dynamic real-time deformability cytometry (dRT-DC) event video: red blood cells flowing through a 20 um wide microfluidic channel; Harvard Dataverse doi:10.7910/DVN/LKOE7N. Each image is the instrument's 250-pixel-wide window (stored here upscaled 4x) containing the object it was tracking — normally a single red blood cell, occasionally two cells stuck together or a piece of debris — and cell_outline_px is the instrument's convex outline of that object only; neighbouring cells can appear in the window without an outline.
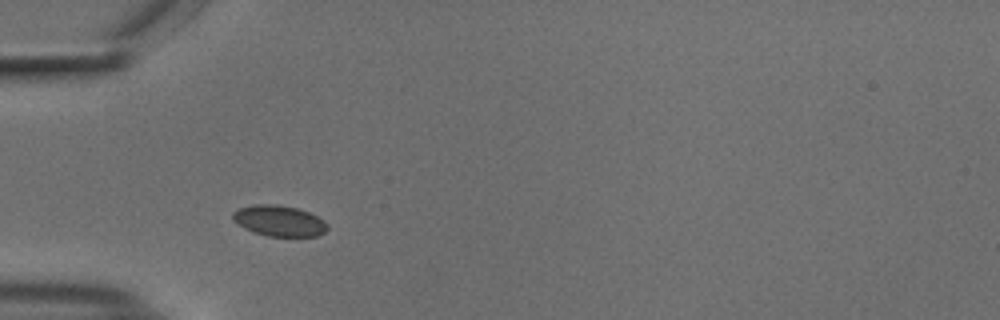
{"species": "common noctule bat (a hibernating species)", "species_latin": "Nyctalus noctula", "temperature_condition": "cold", "stored_images_in_passage": 39, "camera_frame_rate_fps": 3000, "um_per_image_px": 0.085, "animal": {"sex": "male", "body_mass_g": 18.8}, "frame": {"image": 1, "passage_image": 1, "time_ms": 0.0, "image_size_px": [1000, 320], "cell_outline_px": [[328, 228], [324, 232], [316, 236], [268, 236], [252, 232], [244, 228], [232, 220], [232, 212], [240, 208], [256, 204], [276, 204], [296, 208], [308, 212], [324, 220], [328, 224]], "centroid_in_image_um": [23.71, 18.77], "position_along_channel_um": 61.3, "area_um2": 16.99}}
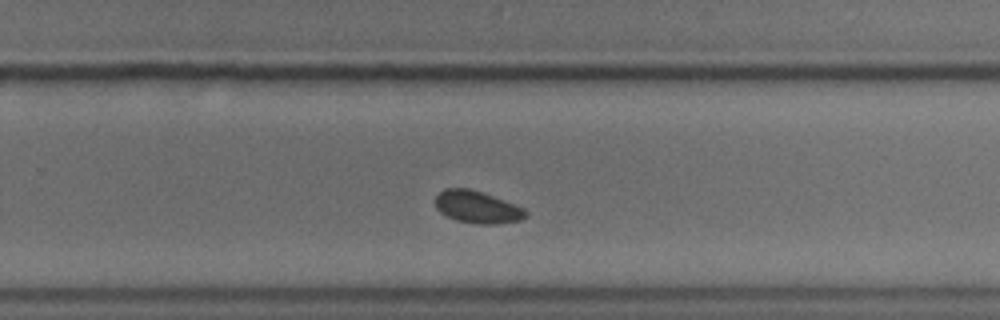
{"frame": {"image": 2, "passage_image": 20, "time_ms": 6.333, "image_size_px": [1000, 320], "cell_outline_px": [[528, 216], [520, 220], [496, 224], [480, 224], [456, 220], [440, 212], [436, 208], [436, 196], [444, 188], [468, 188], [492, 196], [524, 208], [528, 212]], "centroid_in_image_um": [40.57, 17.61], "position_along_channel_um": 289.2, "area_um2": 16.76}}
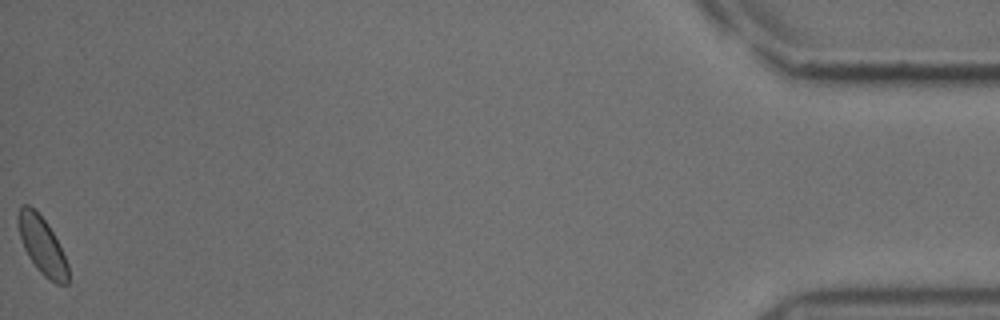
{"frame": {"image": 3, "passage_image": 39, "time_ms": 12.667, "image_size_px": [1000, 320], "cell_outline_px": [[68, 284], [56, 284], [48, 280], [36, 268], [28, 256], [24, 248], [20, 236], [16, 220], [16, 216], [20, 204], [28, 204], [48, 224], [68, 264]], "centroid_in_image_um": [3.54, 20.87], "position_along_channel_um": 431.7, "area_um2": 16.65}}